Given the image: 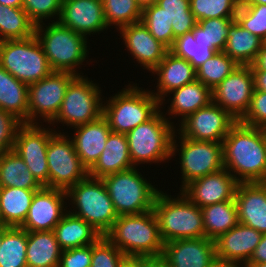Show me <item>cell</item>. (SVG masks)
<instances>
[{
    "instance_id": "obj_59",
    "label": "cell",
    "mask_w": 266,
    "mask_h": 267,
    "mask_svg": "<svg viewBox=\"0 0 266 267\" xmlns=\"http://www.w3.org/2000/svg\"><path fill=\"white\" fill-rule=\"evenodd\" d=\"M232 1L239 8V7H243V6L247 5V3H248L249 0H232Z\"/></svg>"
},
{
    "instance_id": "obj_5",
    "label": "cell",
    "mask_w": 266,
    "mask_h": 267,
    "mask_svg": "<svg viewBox=\"0 0 266 267\" xmlns=\"http://www.w3.org/2000/svg\"><path fill=\"white\" fill-rule=\"evenodd\" d=\"M159 109L148 121L126 133L132 164L161 163L172 158L174 124Z\"/></svg>"
},
{
    "instance_id": "obj_11",
    "label": "cell",
    "mask_w": 266,
    "mask_h": 267,
    "mask_svg": "<svg viewBox=\"0 0 266 267\" xmlns=\"http://www.w3.org/2000/svg\"><path fill=\"white\" fill-rule=\"evenodd\" d=\"M175 137L177 139L176 134L172 140V157L177 151L179 152L182 174L181 190L190 182L224 168L222 143L195 141L180 135L178 138L180 148L178 149Z\"/></svg>"
},
{
    "instance_id": "obj_43",
    "label": "cell",
    "mask_w": 266,
    "mask_h": 267,
    "mask_svg": "<svg viewBox=\"0 0 266 267\" xmlns=\"http://www.w3.org/2000/svg\"><path fill=\"white\" fill-rule=\"evenodd\" d=\"M190 9L198 21L214 18H236L238 7L232 0H190Z\"/></svg>"
},
{
    "instance_id": "obj_47",
    "label": "cell",
    "mask_w": 266,
    "mask_h": 267,
    "mask_svg": "<svg viewBox=\"0 0 266 267\" xmlns=\"http://www.w3.org/2000/svg\"><path fill=\"white\" fill-rule=\"evenodd\" d=\"M240 122L266 129V92L254 90L249 108Z\"/></svg>"
},
{
    "instance_id": "obj_48",
    "label": "cell",
    "mask_w": 266,
    "mask_h": 267,
    "mask_svg": "<svg viewBox=\"0 0 266 267\" xmlns=\"http://www.w3.org/2000/svg\"><path fill=\"white\" fill-rule=\"evenodd\" d=\"M22 123L0 109V154L14 148L15 136Z\"/></svg>"
},
{
    "instance_id": "obj_54",
    "label": "cell",
    "mask_w": 266,
    "mask_h": 267,
    "mask_svg": "<svg viewBox=\"0 0 266 267\" xmlns=\"http://www.w3.org/2000/svg\"><path fill=\"white\" fill-rule=\"evenodd\" d=\"M122 267H145V258H126Z\"/></svg>"
},
{
    "instance_id": "obj_44",
    "label": "cell",
    "mask_w": 266,
    "mask_h": 267,
    "mask_svg": "<svg viewBox=\"0 0 266 267\" xmlns=\"http://www.w3.org/2000/svg\"><path fill=\"white\" fill-rule=\"evenodd\" d=\"M127 256L105 236L92 244L91 267H122Z\"/></svg>"
},
{
    "instance_id": "obj_2",
    "label": "cell",
    "mask_w": 266,
    "mask_h": 267,
    "mask_svg": "<svg viewBox=\"0 0 266 267\" xmlns=\"http://www.w3.org/2000/svg\"><path fill=\"white\" fill-rule=\"evenodd\" d=\"M104 236L127 258L156 257L163 253L164 242L153 210L137 215L118 216Z\"/></svg>"
},
{
    "instance_id": "obj_14",
    "label": "cell",
    "mask_w": 266,
    "mask_h": 267,
    "mask_svg": "<svg viewBox=\"0 0 266 267\" xmlns=\"http://www.w3.org/2000/svg\"><path fill=\"white\" fill-rule=\"evenodd\" d=\"M39 125L21 124L16 132L13 150L24 160L35 179L49 188L47 147L55 130Z\"/></svg>"
},
{
    "instance_id": "obj_36",
    "label": "cell",
    "mask_w": 266,
    "mask_h": 267,
    "mask_svg": "<svg viewBox=\"0 0 266 267\" xmlns=\"http://www.w3.org/2000/svg\"><path fill=\"white\" fill-rule=\"evenodd\" d=\"M35 27L23 8L0 4V41L29 38Z\"/></svg>"
},
{
    "instance_id": "obj_60",
    "label": "cell",
    "mask_w": 266,
    "mask_h": 267,
    "mask_svg": "<svg viewBox=\"0 0 266 267\" xmlns=\"http://www.w3.org/2000/svg\"><path fill=\"white\" fill-rule=\"evenodd\" d=\"M244 267H266V262L260 264H246Z\"/></svg>"
},
{
    "instance_id": "obj_32",
    "label": "cell",
    "mask_w": 266,
    "mask_h": 267,
    "mask_svg": "<svg viewBox=\"0 0 266 267\" xmlns=\"http://www.w3.org/2000/svg\"><path fill=\"white\" fill-rule=\"evenodd\" d=\"M263 40L243 28L236 20L229 27L224 53L238 65H252L259 54Z\"/></svg>"
},
{
    "instance_id": "obj_38",
    "label": "cell",
    "mask_w": 266,
    "mask_h": 267,
    "mask_svg": "<svg viewBox=\"0 0 266 267\" xmlns=\"http://www.w3.org/2000/svg\"><path fill=\"white\" fill-rule=\"evenodd\" d=\"M238 64L223 51L216 52L196 69V80L213 90Z\"/></svg>"
},
{
    "instance_id": "obj_1",
    "label": "cell",
    "mask_w": 266,
    "mask_h": 267,
    "mask_svg": "<svg viewBox=\"0 0 266 267\" xmlns=\"http://www.w3.org/2000/svg\"><path fill=\"white\" fill-rule=\"evenodd\" d=\"M222 145L224 168L239 183L266 182L265 128L237 121L224 138Z\"/></svg>"
},
{
    "instance_id": "obj_46",
    "label": "cell",
    "mask_w": 266,
    "mask_h": 267,
    "mask_svg": "<svg viewBox=\"0 0 266 267\" xmlns=\"http://www.w3.org/2000/svg\"><path fill=\"white\" fill-rule=\"evenodd\" d=\"M62 0H23V10L28 14L30 20L39 25L43 20L55 16L59 17Z\"/></svg>"
},
{
    "instance_id": "obj_16",
    "label": "cell",
    "mask_w": 266,
    "mask_h": 267,
    "mask_svg": "<svg viewBox=\"0 0 266 267\" xmlns=\"http://www.w3.org/2000/svg\"><path fill=\"white\" fill-rule=\"evenodd\" d=\"M253 91L254 77L251 66L238 65L212 90V102L239 121L249 108Z\"/></svg>"
},
{
    "instance_id": "obj_40",
    "label": "cell",
    "mask_w": 266,
    "mask_h": 267,
    "mask_svg": "<svg viewBox=\"0 0 266 267\" xmlns=\"http://www.w3.org/2000/svg\"><path fill=\"white\" fill-rule=\"evenodd\" d=\"M157 5L169 17L175 38L192 32L197 25L190 9V0H158Z\"/></svg>"
},
{
    "instance_id": "obj_34",
    "label": "cell",
    "mask_w": 266,
    "mask_h": 267,
    "mask_svg": "<svg viewBox=\"0 0 266 267\" xmlns=\"http://www.w3.org/2000/svg\"><path fill=\"white\" fill-rule=\"evenodd\" d=\"M205 237L216 240L238 223V211L235 201H223L201 208Z\"/></svg>"
},
{
    "instance_id": "obj_42",
    "label": "cell",
    "mask_w": 266,
    "mask_h": 267,
    "mask_svg": "<svg viewBox=\"0 0 266 267\" xmlns=\"http://www.w3.org/2000/svg\"><path fill=\"white\" fill-rule=\"evenodd\" d=\"M169 51L178 57L186 59L195 69L218 52L213 47L198 45L192 32L175 38Z\"/></svg>"
},
{
    "instance_id": "obj_23",
    "label": "cell",
    "mask_w": 266,
    "mask_h": 267,
    "mask_svg": "<svg viewBox=\"0 0 266 267\" xmlns=\"http://www.w3.org/2000/svg\"><path fill=\"white\" fill-rule=\"evenodd\" d=\"M240 224L266 233V182H241L235 192Z\"/></svg>"
},
{
    "instance_id": "obj_17",
    "label": "cell",
    "mask_w": 266,
    "mask_h": 267,
    "mask_svg": "<svg viewBox=\"0 0 266 267\" xmlns=\"http://www.w3.org/2000/svg\"><path fill=\"white\" fill-rule=\"evenodd\" d=\"M66 191L42 187L35 192L28 215L20 226L26 231H53L65 214ZM64 208V209H63Z\"/></svg>"
},
{
    "instance_id": "obj_28",
    "label": "cell",
    "mask_w": 266,
    "mask_h": 267,
    "mask_svg": "<svg viewBox=\"0 0 266 267\" xmlns=\"http://www.w3.org/2000/svg\"><path fill=\"white\" fill-rule=\"evenodd\" d=\"M61 253L53 231H27V267H58Z\"/></svg>"
},
{
    "instance_id": "obj_55",
    "label": "cell",
    "mask_w": 266,
    "mask_h": 267,
    "mask_svg": "<svg viewBox=\"0 0 266 267\" xmlns=\"http://www.w3.org/2000/svg\"><path fill=\"white\" fill-rule=\"evenodd\" d=\"M0 4L4 6L22 8L23 0H0Z\"/></svg>"
},
{
    "instance_id": "obj_50",
    "label": "cell",
    "mask_w": 266,
    "mask_h": 267,
    "mask_svg": "<svg viewBox=\"0 0 266 267\" xmlns=\"http://www.w3.org/2000/svg\"><path fill=\"white\" fill-rule=\"evenodd\" d=\"M266 262V233H263L262 239L255 248L247 264H260Z\"/></svg>"
},
{
    "instance_id": "obj_21",
    "label": "cell",
    "mask_w": 266,
    "mask_h": 267,
    "mask_svg": "<svg viewBox=\"0 0 266 267\" xmlns=\"http://www.w3.org/2000/svg\"><path fill=\"white\" fill-rule=\"evenodd\" d=\"M263 234L251 227L238 223L215 242L216 260L245 266L251 258Z\"/></svg>"
},
{
    "instance_id": "obj_26",
    "label": "cell",
    "mask_w": 266,
    "mask_h": 267,
    "mask_svg": "<svg viewBox=\"0 0 266 267\" xmlns=\"http://www.w3.org/2000/svg\"><path fill=\"white\" fill-rule=\"evenodd\" d=\"M135 167L129 154L127 137L123 133L110 132L104 151L88 170V176L100 178Z\"/></svg>"
},
{
    "instance_id": "obj_25",
    "label": "cell",
    "mask_w": 266,
    "mask_h": 267,
    "mask_svg": "<svg viewBox=\"0 0 266 267\" xmlns=\"http://www.w3.org/2000/svg\"><path fill=\"white\" fill-rule=\"evenodd\" d=\"M151 72L159 76L157 92L151 93L160 101V105L163 104L168 93L170 95L171 91L196 80V69L193 65L170 51Z\"/></svg>"
},
{
    "instance_id": "obj_51",
    "label": "cell",
    "mask_w": 266,
    "mask_h": 267,
    "mask_svg": "<svg viewBox=\"0 0 266 267\" xmlns=\"http://www.w3.org/2000/svg\"><path fill=\"white\" fill-rule=\"evenodd\" d=\"M251 66V70H265L266 71V41H263L259 54Z\"/></svg>"
},
{
    "instance_id": "obj_49",
    "label": "cell",
    "mask_w": 266,
    "mask_h": 267,
    "mask_svg": "<svg viewBox=\"0 0 266 267\" xmlns=\"http://www.w3.org/2000/svg\"><path fill=\"white\" fill-rule=\"evenodd\" d=\"M92 245L62 250L58 267H91Z\"/></svg>"
},
{
    "instance_id": "obj_61",
    "label": "cell",
    "mask_w": 266,
    "mask_h": 267,
    "mask_svg": "<svg viewBox=\"0 0 266 267\" xmlns=\"http://www.w3.org/2000/svg\"><path fill=\"white\" fill-rule=\"evenodd\" d=\"M2 243V225H0V247Z\"/></svg>"
},
{
    "instance_id": "obj_20",
    "label": "cell",
    "mask_w": 266,
    "mask_h": 267,
    "mask_svg": "<svg viewBox=\"0 0 266 267\" xmlns=\"http://www.w3.org/2000/svg\"><path fill=\"white\" fill-rule=\"evenodd\" d=\"M170 267H211L216 261L214 240L206 237L164 243L161 255Z\"/></svg>"
},
{
    "instance_id": "obj_13",
    "label": "cell",
    "mask_w": 266,
    "mask_h": 267,
    "mask_svg": "<svg viewBox=\"0 0 266 267\" xmlns=\"http://www.w3.org/2000/svg\"><path fill=\"white\" fill-rule=\"evenodd\" d=\"M75 76L70 72L53 71L42 80L29 84L27 123L38 124L35 118L39 117L51 123L61 108L69 82Z\"/></svg>"
},
{
    "instance_id": "obj_41",
    "label": "cell",
    "mask_w": 266,
    "mask_h": 267,
    "mask_svg": "<svg viewBox=\"0 0 266 267\" xmlns=\"http://www.w3.org/2000/svg\"><path fill=\"white\" fill-rule=\"evenodd\" d=\"M141 22L149 32L168 49L174 43L175 37L169 17L157 4L143 9Z\"/></svg>"
},
{
    "instance_id": "obj_22",
    "label": "cell",
    "mask_w": 266,
    "mask_h": 267,
    "mask_svg": "<svg viewBox=\"0 0 266 267\" xmlns=\"http://www.w3.org/2000/svg\"><path fill=\"white\" fill-rule=\"evenodd\" d=\"M124 44L140 65L152 71L169 49L159 42L140 21L118 29Z\"/></svg>"
},
{
    "instance_id": "obj_27",
    "label": "cell",
    "mask_w": 266,
    "mask_h": 267,
    "mask_svg": "<svg viewBox=\"0 0 266 267\" xmlns=\"http://www.w3.org/2000/svg\"><path fill=\"white\" fill-rule=\"evenodd\" d=\"M53 232L62 250L92 245L102 236L89 223L68 211Z\"/></svg>"
},
{
    "instance_id": "obj_12",
    "label": "cell",
    "mask_w": 266,
    "mask_h": 267,
    "mask_svg": "<svg viewBox=\"0 0 266 267\" xmlns=\"http://www.w3.org/2000/svg\"><path fill=\"white\" fill-rule=\"evenodd\" d=\"M65 133H55L47 147L49 188L67 190L88 176V169L82 164L73 145ZM71 140V141H70Z\"/></svg>"
},
{
    "instance_id": "obj_10",
    "label": "cell",
    "mask_w": 266,
    "mask_h": 267,
    "mask_svg": "<svg viewBox=\"0 0 266 267\" xmlns=\"http://www.w3.org/2000/svg\"><path fill=\"white\" fill-rule=\"evenodd\" d=\"M100 87L87 77L76 75L68 84L61 108L55 119L70 128L99 119L103 115Z\"/></svg>"
},
{
    "instance_id": "obj_30",
    "label": "cell",
    "mask_w": 266,
    "mask_h": 267,
    "mask_svg": "<svg viewBox=\"0 0 266 267\" xmlns=\"http://www.w3.org/2000/svg\"><path fill=\"white\" fill-rule=\"evenodd\" d=\"M173 93L168 115L182 116L181 121L212 102V90L195 80L170 92Z\"/></svg>"
},
{
    "instance_id": "obj_58",
    "label": "cell",
    "mask_w": 266,
    "mask_h": 267,
    "mask_svg": "<svg viewBox=\"0 0 266 267\" xmlns=\"http://www.w3.org/2000/svg\"><path fill=\"white\" fill-rule=\"evenodd\" d=\"M263 4L266 5V0H249L247 5H259Z\"/></svg>"
},
{
    "instance_id": "obj_39",
    "label": "cell",
    "mask_w": 266,
    "mask_h": 267,
    "mask_svg": "<svg viewBox=\"0 0 266 267\" xmlns=\"http://www.w3.org/2000/svg\"><path fill=\"white\" fill-rule=\"evenodd\" d=\"M103 12L108 27L122 28L141 21L142 9L136 0H102Z\"/></svg>"
},
{
    "instance_id": "obj_18",
    "label": "cell",
    "mask_w": 266,
    "mask_h": 267,
    "mask_svg": "<svg viewBox=\"0 0 266 267\" xmlns=\"http://www.w3.org/2000/svg\"><path fill=\"white\" fill-rule=\"evenodd\" d=\"M238 181L225 168L198 178L180 190L200 208L223 201H235Z\"/></svg>"
},
{
    "instance_id": "obj_9",
    "label": "cell",
    "mask_w": 266,
    "mask_h": 267,
    "mask_svg": "<svg viewBox=\"0 0 266 267\" xmlns=\"http://www.w3.org/2000/svg\"><path fill=\"white\" fill-rule=\"evenodd\" d=\"M0 66L27 85L53 72L35 35L26 39L0 41Z\"/></svg>"
},
{
    "instance_id": "obj_8",
    "label": "cell",
    "mask_w": 266,
    "mask_h": 267,
    "mask_svg": "<svg viewBox=\"0 0 266 267\" xmlns=\"http://www.w3.org/2000/svg\"><path fill=\"white\" fill-rule=\"evenodd\" d=\"M118 216L137 215L153 210L161 190L156 189L133 167L102 178Z\"/></svg>"
},
{
    "instance_id": "obj_3",
    "label": "cell",
    "mask_w": 266,
    "mask_h": 267,
    "mask_svg": "<svg viewBox=\"0 0 266 267\" xmlns=\"http://www.w3.org/2000/svg\"><path fill=\"white\" fill-rule=\"evenodd\" d=\"M48 24V26L44 23L36 25L34 35L39 41L50 67L53 71L80 75L76 69L83 65L82 63L88 57L87 38L63 26L58 21L53 20Z\"/></svg>"
},
{
    "instance_id": "obj_37",
    "label": "cell",
    "mask_w": 266,
    "mask_h": 267,
    "mask_svg": "<svg viewBox=\"0 0 266 267\" xmlns=\"http://www.w3.org/2000/svg\"><path fill=\"white\" fill-rule=\"evenodd\" d=\"M235 18L204 19L197 22L192 29L198 45L213 47L216 51H224L228 39L229 27Z\"/></svg>"
},
{
    "instance_id": "obj_4",
    "label": "cell",
    "mask_w": 266,
    "mask_h": 267,
    "mask_svg": "<svg viewBox=\"0 0 266 267\" xmlns=\"http://www.w3.org/2000/svg\"><path fill=\"white\" fill-rule=\"evenodd\" d=\"M177 196L172 198L160 191L155 199L153 211L162 241L167 243L176 239L205 237L201 208L182 193Z\"/></svg>"
},
{
    "instance_id": "obj_56",
    "label": "cell",
    "mask_w": 266,
    "mask_h": 267,
    "mask_svg": "<svg viewBox=\"0 0 266 267\" xmlns=\"http://www.w3.org/2000/svg\"><path fill=\"white\" fill-rule=\"evenodd\" d=\"M138 5L141 7V9L143 10L144 8L157 4L158 0H136Z\"/></svg>"
},
{
    "instance_id": "obj_24",
    "label": "cell",
    "mask_w": 266,
    "mask_h": 267,
    "mask_svg": "<svg viewBox=\"0 0 266 267\" xmlns=\"http://www.w3.org/2000/svg\"><path fill=\"white\" fill-rule=\"evenodd\" d=\"M74 149L82 164L89 170L104 151L107 138L111 132L107 119H99L74 127Z\"/></svg>"
},
{
    "instance_id": "obj_33",
    "label": "cell",
    "mask_w": 266,
    "mask_h": 267,
    "mask_svg": "<svg viewBox=\"0 0 266 267\" xmlns=\"http://www.w3.org/2000/svg\"><path fill=\"white\" fill-rule=\"evenodd\" d=\"M0 187L40 190L43 186L35 179L24 160L12 149L0 154Z\"/></svg>"
},
{
    "instance_id": "obj_29",
    "label": "cell",
    "mask_w": 266,
    "mask_h": 267,
    "mask_svg": "<svg viewBox=\"0 0 266 267\" xmlns=\"http://www.w3.org/2000/svg\"><path fill=\"white\" fill-rule=\"evenodd\" d=\"M0 109L27 123L28 85L0 66Z\"/></svg>"
},
{
    "instance_id": "obj_35",
    "label": "cell",
    "mask_w": 266,
    "mask_h": 267,
    "mask_svg": "<svg viewBox=\"0 0 266 267\" xmlns=\"http://www.w3.org/2000/svg\"><path fill=\"white\" fill-rule=\"evenodd\" d=\"M27 231L21 227L2 225L0 267H27Z\"/></svg>"
},
{
    "instance_id": "obj_53",
    "label": "cell",
    "mask_w": 266,
    "mask_h": 267,
    "mask_svg": "<svg viewBox=\"0 0 266 267\" xmlns=\"http://www.w3.org/2000/svg\"><path fill=\"white\" fill-rule=\"evenodd\" d=\"M145 267H170L162 256L145 257Z\"/></svg>"
},
{
    "instance_id": "obj_57",
    "label": "cell",
    "mask_w": 266,
    "mask_h": 267,
    "mask_svg": "<svg viewBox=\"0 0 266 267\" xmlns=\"http://www.w3.org/2000/svg\"><path fill=\"white\" fill-rule=\"evenodd\" d=\"M211 267H238L235 264L227 263V262H221V261H215L214 264Z\"/></svg>"
},
{
    "instance_id": "obj_31",
    "label": "cell",
    "mask_w": 266,
    "mask_h": 267,
    "mask_svg": "<svg viewBox=\"0 0 266 267\" xmlns=\"http://www.w3.org/2000/svg\"><path fill=\"white\" fill-rule=\"evenodd\" d=\"M16 187H0V216L3 226L20 227L29 212L35 192Z\"/></svg>"
},
{
    "instance_id": "obj_7",
    "label": "cell",
    "mask_w": 266,
    "mask_h": 267,
    "mask_svg": "<svg viewBox=\"0 0 266 267\" xmlns=\"http://www.w3.org/2000/svg\"><path fill=\"white\" fill-rule=\"evenodd\" d=\"M66 195L67 200L71 198V204L75 207L72 212H68L82 218L102 236L118 218L105 183L100 178L87 176L67 189Z\"/></svg>"
},
{
    "instance_id": "obj_6",
    "label": "cell",
    "mask_w": 266,
    "mask_h": 267,
    "mask_svg": "<svg viewBox=\"0 0 266 267\" xmlns=\"http://www.w3.org/2000/svg\"><path fill=\"white\" fill-rule=\"evenodd\" d=\"M107 103V104H106ZM103 104V116L112 132L126 134L148 121L160 108V101L137 85L123 88Z\"/></svg>"
},
{
    "instance_id": "obj_15",
    "label": "cell",
    "mask_w": 266,
    "mask_h": 267,
    "mask_svg": "<svg viewBox=\"0 0 266 267\" xmlns=\"http://www.w3.org/2000/svg\"><path fill=\"white\" fill-rule=\"evenodd\" d=\"M237 121L228 111L211 102L182 120L177 131L178 135L191 140L222 143Z\"/></svg>"
},
{
    "instance_id": "obj_45",
    "label": "cell",
    "mask_w": 266,
    "mask_h": 267,
    "mask_svg": "<svg viewBox=\"0 0 266 267\" xmlns=\"http://www.w3.org/2000/svg\"><path fill=\"white\" fill-rule=\"evenodd\" d=\"M235 20L252 34L266 41V5L239 7Z\"/></svg>"
},
{
    "instance_id": "obj_19",
    "label": "cell",
    "mask_w": 266,
    "mask_h": 267,
    "mask_svg": "<svg viewBox=\"0 0 266 267\" xmlns=\"http://www.w3.org/2000/svg\"><path fill=\"white\" fill-rule=\"evenodd\" d=\"M76 33L84 35L107 31L102 0H62L56 20Z\"/></svg>"
},
{
    "instance_id": "obj_52",
    "label": "cell",
    "mask_w": 266,
    "mask_h": 267,
    "mask_svg": "<svg viewBox=\"0 0 266 267\" xmlns=\"http://www.w3.org/2000/svg\"><path fill=\"white\" fill-rule=\"evenodd\" d=\"M254 77V90L266 92V71L252 70Z\"/></svg>"
}]
</instances>
